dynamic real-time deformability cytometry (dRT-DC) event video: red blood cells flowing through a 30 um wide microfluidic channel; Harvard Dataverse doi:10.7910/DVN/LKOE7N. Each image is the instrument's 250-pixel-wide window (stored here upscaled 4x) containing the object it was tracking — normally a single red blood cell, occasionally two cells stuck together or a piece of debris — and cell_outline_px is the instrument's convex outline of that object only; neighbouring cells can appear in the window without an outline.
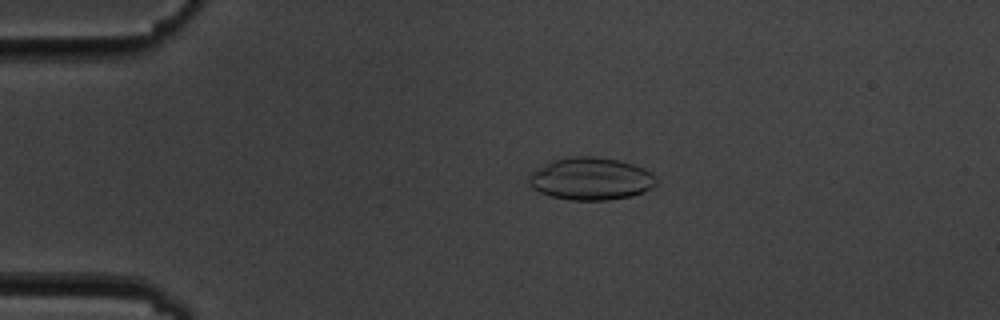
{"species": "common noctule bat (a hibernating species)", "species_latin": "Nyctalus noctula", "temperature_condition": "cold", "stored_images_in_passage": 6, "camera_frame_rate_fps": 3000, "um_per_image_px": 0.085, "animal": {"sex": "male", "body_mass_g": 19.5, "forearm_length_mm": 54.6}, "frame": {"image": 1, "passage_image": 4, "time_ms": 3.333, "image_size_px": [1000, 320], "cell_outline_px": [[656, 184], [652, 188], [644, 192], [628, 196], [608, 200], [568, 200], [552, 196], [540, 192], [528, 184], [528, 176], [536, 168], [552, 160], [568, 156], [596, 156], [620, 160], [644, 168], [652, 172], [656, 176]], "centroid_in_image_um": [50.22, 15.18], "position_along_channel_um": 34.8, "area_um2": 31.79}}